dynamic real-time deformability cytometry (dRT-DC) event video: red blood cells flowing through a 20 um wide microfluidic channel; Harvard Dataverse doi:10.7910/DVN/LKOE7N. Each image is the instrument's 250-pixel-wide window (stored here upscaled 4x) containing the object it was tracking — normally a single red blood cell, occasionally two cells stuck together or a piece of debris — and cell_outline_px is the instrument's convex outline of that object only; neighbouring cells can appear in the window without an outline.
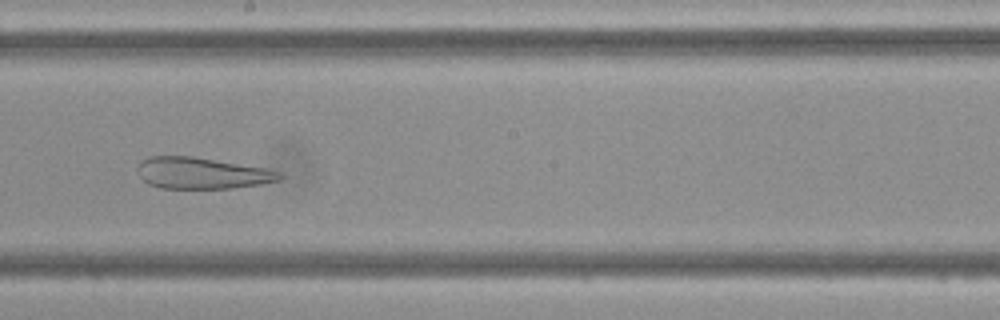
{"species": "Egyptian fruit bat (a non-hibernating species)", "species_latin": "Rousettus aegyptiacus", "temperature_condition": "cold", "stored_images_in_passage": 48, "camera_frame_rate_fps": 3000, "um_per_image_px": 0.085, "frame": {"image": 1, "passage_image": 26, "time_ms": 8.333, "image_size_px": [1000, 320], "cell_outline_px": [[284, 176], [280, 180], [260, 184], [232, 188], [160, 188], [148, 184], [140, 176], [136, 168], [140, 160], [148, 156], [192, 156], [268, 168], [280, 172]], "centroid_in_image_um": [17.15, 14.71], "position_along_channel_um": 231.0, "area_um2": 26.18}}
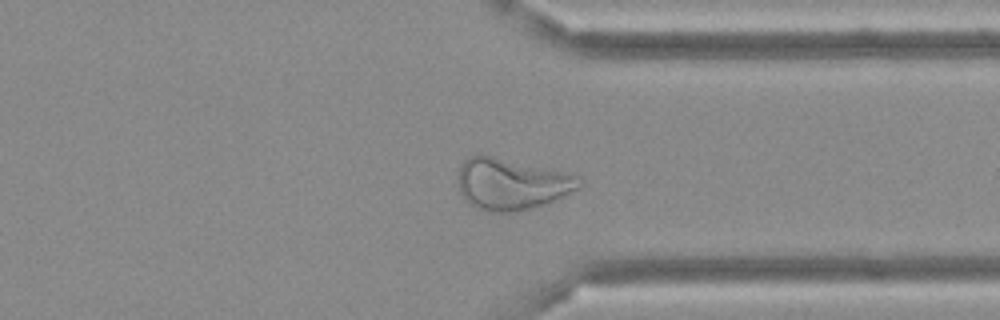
{"frame": {"image": 2, "passage_image": 36, "time_ms": 11.667, "image_size_px": [1000, 320], "cell_outline_px": [[584, 184], [580, 188], [564, 196], [544, 204], [532, 208], [516, 212], [488, 212], [476, 208], [464, 200], [460, 192], [460, 164], [468, 156], [492, 156], [564, 172], [580, 176], [584, 180]], "centroid_in_image_um": [43.52, 15.67], "position_along_channel_um": 367.9, "area_um2": 36.18}}
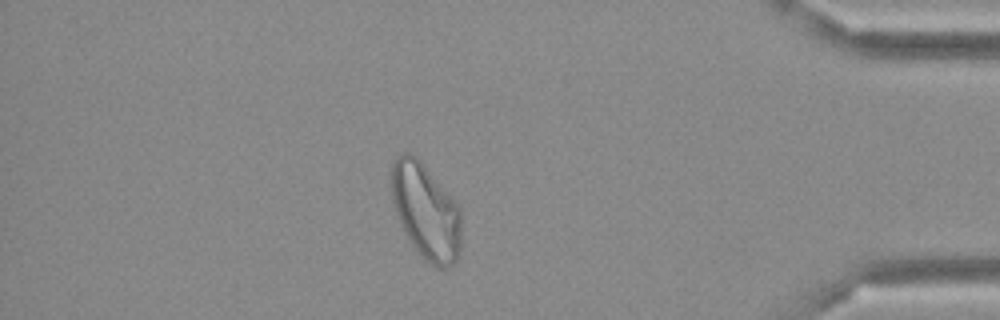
{"frame": {"image": 3, "passage_image": 41, "time_ms": 13.333, "image_size_px": [1000, 320], "cell_outline_px": [[460, 252], [456, 260], [448, 268], [436, 268], [412, 244], [404, 232], [396, 216], [392, 200], [388, 176], [388, 172], [396, 156], [404, 152], [408, 152], [416, 156], [420, 160], [460, 208]], "centroid_in_image_um": [36.14, 17.91], "position_along_channel_um": 399.1, "area_um2": 39.02}}